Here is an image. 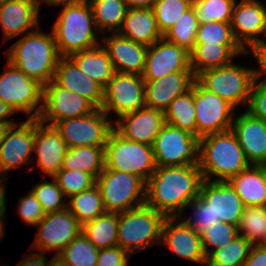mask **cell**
Returning a JSON list of instances; mask_svg holds the SVG:
<instances>
[{"label":"cell","instance_id":"cell-1","mask_svg":"<svg viewBox=\"0 0 266 266\" xmlns=\"http://www.w3.org/2000/svg\"><path fill=\"white\" fill-rule=\"evenodd\" d=\"M203 180L198 164L157 167L146 182L145 204L166 217H181Z\"/></svg>","mask_w":266,"mask_h":266},{"label":"cell","instance_id":"cell-2","mask_svg":"<svg viewBox=\"0 0 266 266\" xmlns=\"http://www.w3.org/2000/svg\"><path fill=\"white\" fill-rule=\"evenodd\" d=\"M7 61L43 86L53 80L61 58L52 33L28 32L6 52Z\"/></svg>","mask_w":266,"mask_h":266},{"label":"cell","instance_id":"cell-3","mask_svg":"<svg viewBox=\"0 0 266 266\" xmlns=\"http://www.w3.org/2000/svg\"><path fill=\"white\" fill-rule=\"evenodd\" d=\"M198 165L203 179L208 181L212 176H217L212 181H229L250 166L231 130L199 138Z\"/></svg>","mask_w":266,"mask_h":266},{"label":"cell","instance_id":"cell-4","mask_svg":"<svg viewBox=\"0 0 266 266\" xmlns=\"http://www.w3.org/2000/svg\"><path fill=\"white\" fill-rule=\"evenodd\" d=\"M52 31L61 57L99 45L91 5L88 0L63 5Z\"/></svg>","mask_w":266,"mask_h":266},{"label":"cell","instance_id":"cell-5","mask_svg":"<svg viewBox=\"0 0 266 266\" xmlns=\"http://www.w3.org/2000/svg\"><path fill=\"white\" fill-rule=\"evenodd\" d=\"M166 216L148 205L118 213L117 242L131 256L161 243Z\"/></svg>","mask_w":266,"mask_h":266},{"label":"cell","instance_id":"cell-6","mask_svg":"<svg viewBox=\"0 0 266 266\" xmlns=\"http://www.w3.org/2000/svg\"><path fill=\"white\" fill-rule=\"evenodd\" d=\"M106 212L121 213L140 207L146 200V182L132 173L107 167L96 178Z\"/></svg>","mask_w":266,"mask_h":266},{"label":"cell","instance_id":"cell-7","mask_svg":"<svg viewBox=\"0 0 266 266\" xmlns=\"http://www.w3.org/2000/svg\"><path fill=\"white\" fill-rule=\"evenodd\" d=\"M255 79L253 68H245L233 61L225 66L199 73L196 81L207 91L226 100L234 108L249 102Z\"/></svg>","mask_w":266,"mask_h":266},{"label":"cell","instance_id":"cell-8","mask_svg":"<svg viewBox=\"0 0 266 266\" xmlns=\"http://www.w3.org/2000/svg\"><path fill=\"white\" fill-rule=\"evenodd\" d=\"M105 167L132 173L145 182L156 170L152 146L125 139L112 129L105 145Z\"/></svg>","mask_w":266,"mask_h":266},{"label":"cell","instance_id":"cell-9","mask_svg":"<svg viewBox=\"0 0 266 266\" xmlns=\"http://www.w3.org/2000/svg\"><path fill=\"white\" fill-rule=\"evenodd\" d=\"M7 67L0 75V100L15 112L22 111L29 118L37 119L42 109L43 85L26 76L9 61Z\"/></svg>","mask_w":266,"mask_h":266},{"label":"cell","instance_id":"cell-10","mask_svg":"<svg viewBox=\"0 0 266 266\" xmlns=\"http://www.w3.org/2000/svg\"><path fill=\"white\" fill-rule=\"evenodd\" d=\"M156 167L199 164V138L165 123L152 144Z\"/></svg>","mask_w":266,"mask_h":266},{"label":"cell","instance_id":"cell-11","mask_svg":"<svg viewBox=\"0 0 266 266\" xmlns=\"http://www.w3.org/2000/svg\"><path fill=\"white\" fill-rule=\"evenodd\" d=\"M100 108L94 112L58 121L54 128L60 133L68 148L105 146L113 129V121Z\"/></svg>","mask_w":266,"mask_h":266},{"label":"cell","instance_id":"cell-12","mask_svg":"<svg viewBox=\"0 0 266 266\" xmlns=\"http://www.w3.org/2000/svg\"><path fill=\"white\" fill-rule=\"evenodd\" d=\"M145 81L140 74L114 72L103 88L101 110L109 115L114 111L117 117L145 107Z\"/></svg>","mask_w":266,"mask_h":266},{"label":"cell","instance_id":"cell-13","mask_svg":"<svg viewBox=\"0 0 266 266\" xmlns=\"http://www.w3.org/2000/svg\"><path fill=\"white\" fill-rule=\"evenodd\" d=\"M194 102L198 138L231 130L235 108L226 100L204 89L196 80Z\"/></svg>","mask_w":266,"mask_h":266},{"label":"cell","instance_id":"cell-14","mask_svg":"<svg viewBox=\"0 0 266 266\" xmlns=\"http://www.w3.org/2000/svg\"><path fill=\"white\" fill-rule=\"evenodd\" d=\"M96 109L89 100L60 87L52 80L43 86L42 109L37 119L43 124L50 122L48 125L54 126L58 121L84 116Z\"/></svg>","mask_w":266,"mask_h":266},{"label":"cell","instance_id":"cell-15","mask_svg":"<svg viewBox=\"0 0 266 266\" xmlns=\"http://www.w3.org/2000/svg\"><path fill=\"white\" fill-rule=\"evenodd\" d=\"M38 228L32 248L38 252L54 250L59 255L81 232L82 225L68 208L47 213L36 225ZM40 249V250H39Z\"/></svg>","mask_w":266,"mask_h":266},{"label":"cell","instance_id":"cell-16","mask_svg":"<svg viewBox=\"0 0 266 266\" xmlns=\"http://www.w3.org/2000/svg\"><path fill=\"white\" fill-rule=\"evenodd\" d=\"M265 7L259 0L235 1L230 23L236 41L246 52L265 42L259 37L261 34L266 37Z\"/></svg>","mask_w":266,"mask_h":266},{"label":"cell","instance_id":"cell-17","mask_svg":"<svg viewBox=\"0 0 266 266\" xmlns=\"http://www.w3.org/2000/svg\"><path fill=\"white\" fill-rule=\"evenodd\" d=\"M177 71H192L189 51L164 37L148 46L144 80H157Z\"/></svg>","mask_w":266,"mask_h":266},{"label":"cell","instance_id":"cell-18","mask_svg":"<svg viewBox=\"0 0 266 266\" xmlns=\"http://www.w3.org/2000/svg\"><path fill=\"white\" fill-rule=\"evenodd\" d=\"M34 149V118H28L20 125L15 123L7 130L0 144V174L30 161ZM29 160V161H28ZM3 172V173H2ZM6 177H2L3 181Z\"/></svg>","mask_w":266,"mask_h":266},{"label":"cell","instance_id":"cell-19","mask_svg":"<svg viewBox=\"0 0 266 266\" xmlns=\"http://www.w3.org/2000/svg\"><path fill=\"white\" fill-rule=\"evenodd\" d=\"M165 123L163 111L143 107L119 117L113 129L125 139L152 146Z\"/></svg>","mask_w":266,"mask_h":266},{"label":"cell","instance_id":"cell-20","mask_svg":"<svg viewBox=\"0 0 266 266\" xmlns=\"http://www.w3.org/2000/svg\"><path fill=\"white\" fill-rule=\"evenodd\" d=\"M199 196L210 205L216 220L238 226L245 205L228 181L203 180Z\"/></svg>","mask_w":266,"mask_h":266},{"label":"cell","instance_id":"cell-21","mask_svg":"<svg viewBox=\"0 0 266 266\" xmlns=\"http://www.w3.org/2000/svg\"><path fill=\"white\" fill-rule=\"evenodd\" d=\"M231 131L243 149L247 162L266 166V122L245 111L233 119Z\"/></svg>","mask_w":266,"mask_h":266},{"label":"cell","instance_id":"cell-22","mask_svg":"<svg viewBox=\"0 0 266 266\" xmlns=\"http://www.w3.org/2000/svg\"><path fill=\"white\" fill-rule=\"evenodd\" d=\"M67 150L65 141L54 126L45 127V124L34 118L33 153L37 154V165L44 173L53 178L62 168Z\"/></svg>","mask_w":266,"mask_h":266},{"label":"cell","instance_id":"cell-23","mask_svg":"<svg viewBox=\"0 0 266 266\" xmlns=\"http://www.w3.org/2000/svg\"><path fill=\"white\" fill-rule=\"evenodd\" d=\"M195 80L192 71H177L157 80H144L145 107L165 112L176 97L191 88Z\"/></svg>","mask_w":266,"mask_h":266},{"label":"cell","instance_id":"cell-24","mask_svg":"<svg viewBox=\"0 0 266 266\" xmlns=\"http://www.w3.org/2000/svg\"><path fill=\"white\" fill-rule=\"evenodd\" d=\"M179 218L166 217L162 227L161 244L166 245L177 256L206 264L201 236L183 220L175 225Z\"/></svg>","mask_w":266,"mask_h":266},{"label":"cell","instance_id":"cell-25","mask_svg":"<svg viewBox=\"0 0 266 266\" xmlns=\"http://www.w3.org/2000/svg\"><path fill=\"white\" fill-rule=\"evenodd\" d=\"M115 72L143 74L148 46L134 42L118 33L102 37Z\"/></svg>","mask_w":266,"mask_h":266},{"label":"cell","instance_id":"cell-26","mask_svg":"<svg viewBox=\"0 0 266 266\" xmlns=\"http://www.w3.org/2000/svg\"><path fill=\"white\" fill-rule=\"evenodd\" d=\"M40 2L42 3L40 0H7L0 6V25L4 40L39 28Z\"/></svg>","mask_w":266,"mask_h":266},{"label":"cell","instance_id":"cell-27","mask_svg":"<svg viewBox=\"0 0 266 266\" xmlns=\"http://www.w3.org/2000/svg\"><path fill=\"white\" fill-rule=\"evenodd\" d=\"M53 81L60 87L89 100L96 108H101L103 87L85 75L69 57L60 58Z\"/></svg>","mask_w":266,"mask_h":266},{"label":"cell","instance_id":"cell-28","mask_svg":"<svg viewBox=\"0 0 266 266\" xmlns=\"http://www.w3.org/2000/svg\"><path fill=\"white\" fill-rule=\"evenodd\" d=\"M190 53V68L195 77L208 69L228 65L236 55L248 54L239 44L195 43Z\"/></svg>","mask_w":266,"mask_h":266},{"label":"cell","instance_id":"cell-29","mask_svg":"<svg viewBox=\"0 0 266 266\" xmlns=\"http://www.w3.org/2000/svg\"><path fill=\"white\" fill-rule=\"evenodd\" d=\"M118 34L147 46L163 37L160 33L153 9L128 8Z\"/></svg>","mask_w":266,"mask_h":266},{"label":"cell","instance_id":"cell-30","mask_svg":"<svg viewBox=\"0 0 266 266\" xmlns=\"http://www.w3.org/2000/svg\"><path fill=\"white\" fill-rule=\"evenodd\" d=\"M228 182L245 207L266 206V166L250 165Z\"/></svg>","mask_w":266,"mask_h":266},{"label":"cell","instance_id":"cell-31","mask_svg":"<svg viewBox=\"0 0 266 266\" xmlns=\"http://www.w3.org/2000/svg\"><path fill=\"white\" fill-rule=\"evenodd\" d=\"M69 58L78 68L103 88L114 74V68L105 47L100 44L83 51L73 53Z\"/></svg>","mask_w":266,"mask_h":266},{"label":"cell","instance_id":"cell-32","mask_svg":"<svg viewBox=\"0 0 266 266\" xmlns=\"http://www.w3.org/2000/svg\"><path fill=\"white\" fill-rule=\"evenodd\" d=\"M105 168V146L68 148L62 168L94 175L96 178Z\"/></svg>","mask_w":266,"mask_h":266},{"label":"cell","instance_id":"cell-33","mask_svg":"<svg viewBox=\"0 0 266 266\" xmlns=\"http://www.w3.org/2000/svg\"><path fill=\"white\" fill-rule=\"evenodd\" d=\"M94 15V21L98 32L118 33L123 19L126 16L128 6L124 0H88Z\"/></svg>","mask_w":266,"mask_h":266},{"label":"cell","instance_id":"cell-34","mask_svg":"<svg viewBox=\"0 0 266 266\" xmlns=\"http://www.w3.org/2000/svg\"><path fill=\"white\" fill-rule=\"evenodd\" d=\"M118 213L106 212L82 225V232L97 249L118 245Z\"/></svg>","mask_w":266,"mask_h":266},{"label":"cell","instance_id":"cell-35","mask_svg":"<svg viewBox=\"0 0 266 266\" xmlns=\"http://www.w3.org/2000/svg\"><path fill=\"white\" fill-rule=\"evenodd\" d=\"M164 113L166 123L196 136L194 82L189 90L170 103Z\"/></svg>","mask_w":266,"mask_h":266},{"label":"cell","instance_id":"cell-36","mask_svg":"<svg viewBox=\"0 0 266 266\" xmlns=\"http://www.w3.org/2000/svg\"><path fill=\"white\" fill-rule=\"evenodd\" d=\"M67 208L81 225L106 213L97 185L72 195L67 203Z\"/></svg>","mask_w":266,"mask_h":266},{"label":"cell","instance_id":"cell-37","mask_svg":"<svg viewBox=\"0 0 266 266\" xmlns=\"http://www.w3.org/2000/svg\"><path fill=\"white\" fill-rule=\"evenodd\" d=\"M237 228L238 235L253 246L263 245L266 241V206L245 207Z\"/></svg>","mask_w":266,"mask_h":266},{"label":"cell","instance_id":"cell-38","mask_svg":"<svg viewBox=\"0 0 266 266\" xmlns=\"http://www.w3.org/2000/svg\"><path fill=\"white\" fill-rule=\"evenodd\" d=\"M252 244L243 236H236L226 246L213 251L206 258V266H243Z\"/></svg>","mask_w":266,"mask_h":266},{"label":"cell","instance_id":"cell-39","mask_svg":"<svg viewBox=\"0 0 266 266\" xmlns=\"http://www.w3.org/2000/svg\"><path fill=\"white\" fill-rule=\"evenodd\" d=\"M99 249L81 231L59 257L67 266H96Z\"/></svg>","mask_w":266,"mask_h":266},{"label":"cell","instance_id":"cell-40","mask_svg":"<svg viewBox=\"0 0 266 266\" xmlns=\"http://www.w3.org/2000/svg\"><path fill=\"white\" fill-rule=\"evenodd\" d=\"M199 22L192 6L182 14V17L163 35L174 44L191 51L195 45L196 32Z\"/></svg>","mask_w":266,"mask_h":266},{"label":"cell","instance_id":"cell-41","mask_svg":"<svg viewBox=\"0 0 266 266\" xmlns=\"http://www.w3.org/2000/svg\"><path fill=\"white\" fill-rule=\"evenodd\" d=\"M236 0H193L199 24L207 22H231L232 10Z\"/></svg>","mask_w":266,"mask_h":266},{"label":"cell","instance_id":"cell-42","mask_svg":"<svg viewBox=\"0 0 266 266\" xmlns=\"http://www.w3.org/2000/svg\"><path fill=\"white\" fill-rule=\"evenodd\" d=\"M193 0H157L153 6V12L157 26L164 35L182 14L192 6Z\"/></svg>","mask_w":266,"mask_h":266},{"label":"cell","instance_id":"cell-43","mask_svg":"<svg viewBox=\"0 0 266 266\" xmlns=\"http://www.w3.org/2000/svg\"><path fill=\"white\" fill-rule=\"evenodd\" d=\"M53 178L68 198L96 185L94 175L77 170L60 169Z\"/></svg>","mask_w":266,"mask_h":266},{"label":"cell","instance_id":"cell-44","mask_svg":"<svg viewBox=\"0 0 266 266\" xmlns=\"http://www.w3.org/2000/svg\"><path fill=\"white\" fill-rule=\"evenodd\" d=\"M195 43L239 44L233 34L230 22H207L199 24Z\"/></svg>","mask_w":266,"mask_h":266},{"label":"cell","instance_id":"cell-45","mask_svg":"<svg viewBox=\"0 0 266 266\" xmlns=\"http://www.w3.org/2000/svg\"><path fill=\"white\" fill-rule=\"evenodd\" d=\"M236 236H238V228L235 225L221 221L212 225L201 235L202 248L206 258L213 251L229 244ZM209 246L213 248L209 250Z\"/></svg>","mask_w":266,"mask_h":266},{"label":"cell","instance_id":"cell-46","mask_svg":"<svg viewBox=\"0 0 266 266\" xmlns=\"http://www.w3.org/2000/svg\"><path fill=\"white\" fill-rule=\"evenodd\" d=\"M31 191L40 202L45 214L62 211L67 208V203L62 200V197H65L63 191L54 178L53 182H39L34 188H31Z\"/></svg>","mask_w":266,"mask_h":266},{"label":"cell","instance_id":"cell-47","mask_svg":"<svg viewBox=\"0 0 266 266\" xmlns=\"http://www.w3.org/2000/svg\"><path fill=\"white\" fill-rule=\"evenodd\" d=\"M191 207L194 212L193 217L184 219L183 221L193 228L200 236L208 230L212 225L220 222L216 220L210 205L207 204L200 196L193 199L186 208Z\"/></svg>","mask_w":266,"mask_h":266},{"label":"cell","instance_id":"cell-48","mask_svg":"<svg viewBox=\"0 0 266 266\" xmlns=\"http://www.w3.org/2000/svg\"><path fill=\"white\" fill-rule=\"evenodd\" d=\"M18 213L27 225L36 226L46 215L32 191L20 199Z\"/></svg>","mask_w":266,"mask_h":266},{"label":"cell","instance_id":"cell-49","mask_svg":"<svg viewBox=\"0 0 266 266\" xmlns=\"http://www.w3.org/2000/svg\"><path fill=\"white\" fill-rule=\"evenodd\" d=\"M248 112L252 117L266 122V83L254 79L248 105Z\"/></svg>","mask_w":266,"mask_h":266},{"label":"cell","instance_id":"cell-50","mask_svg":"<svg viewBox=\"0 0 266 266\" xmlns=\"http://www.w3.org/2000/svg\"><path fill=\"white\" fill-rule=\"evenodd\" d=\"M129 257L131 255L118 245L99 249L96 266H128Z\"/></svg>","mask_w":266,"mask_h":266},{"label":"cell","instance_id":"cell-51","mask_svg":"<svg viewBox=\"0 0 266 266\" xmlns=\"http://www.w3.org/2000/svg\"><path fill=\"white\" fill-rule=\"evenodd\" d=\"M249 51L254 53L253 57L259 63V68L254 69L255 80L259 82V79L265 75L264 79L260 82L266 83V41L253 46Z\"/></svg>","mask_w":266,"mask_h":266},{"label":"cell","instance_id":"cell-52","mask_svg":"<svg viewBox=\"0 0 266 266\" xmlns=\"http://www.w3.org/2000/svg\"><path fill=\"white\" fill-rule=\"evenodd\" d=\"M243 266H266V247L264 245L252 246Z\"/></svg>","mask_w":266,"mask_h":266},{"label":"cell","instance_id":"cell-53","mask_svg":"<svg viewBox=\"0 0 266 266\" xmlns=\"http://www.w3.org/2000/svg\"><path fill=\"white\" fill-rule=\"evenodd\" d=\"M47 257L43 252H31L29 255H26L22 261L18 263L17 266H46Z\"/></svg>","mask_w":266,"mask_h":266},{"label":"cell","instance_id":"cell-54","mask_svg":"<svg viewBox=\"0 0 266 266\" xmlns=\"http://www.w3.org/2000/svg\"><path fill=\"white\" fill-rule=\"evenodd\" d=\"M157 0H124L128 8L152 9Z\"/></svg>","mask_w":266,"mask_h":266},{"label":"cell","instance_id":"cell-55","mask_svg":"<svg viewBox=\"0 0 266 266\" xmlns=\"http://www.w3.org/2000/svg\"><path fill=\"white\" fill-rule=\"evenodd\" d=\"M15 113L16 112L14 111V109H12V107H10L6 103H3L0 100V123H16L11 119L10 120L7 119L10 115Z\"/></svg>","mask_w":266,"mask_h":266},{"label":"cell","instance_id":"cell-56","mask_svg":"<svg viewBox=\"0 0 266 266\" xmlns=\"http://www.w3.org/2000/svg\"><path fill=\"white\" fill-rule=\"evenodd\" d=\"M5 182L0 181V220H3V217L5 216L6 213V190L4 185Z\"/></svg>","mask_w":266,"mask_h":266},{"label":"cell","instance_id":"cell-57","mask_svg":"<svg viewBox=\"0 0 266 266\" xmlns=\"http://www.w3.org/2000/svg\"><path fill=\"white\" fill-rule=\"evenodd\" d=\"M42 1L49 5L63 6L68 4H75L83 0H42Z\"/></svg>","mask_w":266,"mask_h":266},{"label":"cell","instance_id":"cell-58","mask_svg":"<svg viewBox=\"0 0 266 266\" xmlns=\"http://www.w3.org/2000/svg\"><path fill=\"white\" fill-rule=\"evenodd\" d=\"M46 266H67L59 255H54L50 262Z\"/></svg>","mask_w":266,"mask_h":266},{"label":"cell","instance_id":"cell-59","mask_svg":"<svg viewBox=\"0 0 266 266\" xmlns=\"http://www.w3.org/2000/svg\"><path fill=\"white\" fill-rule=\"evenodd\" d=\"M15 123H0V144L3 141L9 127Z\"/></svg>","mask_w":266,"mask_h":266},{"label":"cell","instance_id":"cell-60","mask_svg":"<svg viewBox=\"0 0 266 266\" xmlns=\"http://www.w3.org/2000/svg\"><path fill=\"white\" fill-rule=\"evenodd\" d=\"M4 226V222L3 220H0V239L4 238V235H5V230H3V227Z\"/></svg>","mask_w":266,"mask_h":266},{"label":"cell","instance_id":"cell-61","mask_svg":"<svg viewBox=\"0 0 266 266\" xmlns=\"http://www.w3.org/2000/svg\"><path fill=\"white\" fill-rule=\"evenodd\" d=\"M7 0H0V6L5 3Z\"/></svg>","mask_w":266,"mask_h":266}]
</instances>
